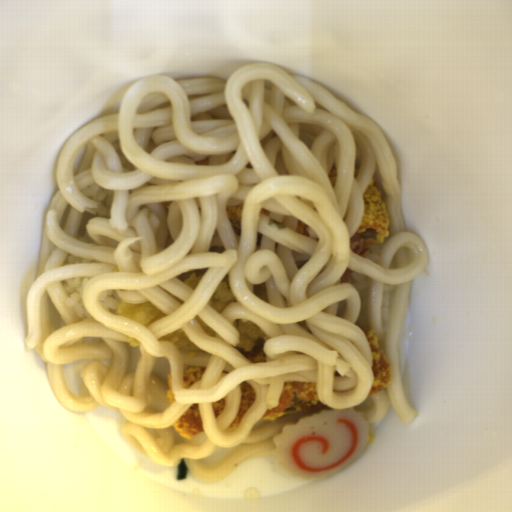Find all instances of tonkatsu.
Segmentation results:
<instances>
[{
	"mask_svg": "<svg viewBox=\"0 0 512 512\" xmlns=\"http://www.w3.org/2000/svg\"><path fill=\"white\" fill-rule=\"evenodd\" d=\"M167 395H168V404H174L175 402V395L172 391V377H171V373H169L168 375V390H167Z\"/></svg>",
	"mask_w": 512,
	"mask_h": 512,
	"instance_id": "obj_10",
	"label": "tonkatsu"
},
{
	"mask_svg": "<svg viewBox=\"0 0 512 512\" xmlns=\"http://www.w3.org/2000/svg\"><path fill=\"white\" fill-rule=\"evenodd\" d=\"M363 202L365 207L362 220L354 236L357 235L362 239L363 246L382 244L389 234L390 217L375 178L364 189Z\"/></svg>",
	"mask_w": 512,
	"mask_h": 512,
	"instance_id": "obj_2",
	"label": "tonkatsu"
},
{
	"mask_svg": "<svg viewBox=\"0 0 512 512\" xmlns=\"http://www.w3.org/2000/svg\"><path fill=\"white\" fill-rule=\"evenodd\" d=\"M224 404H225V398L222 399V400L214 401L213 403H211L212 410H213V412H214L216 417L219 414L222 413L223 408H224Z\"/></svg>",
	"mask_w": 512,
	"mask_h": 512,
	"instance_id": "obj_8",
	"label": "tonkatsu"
},
{
	"mask_svg": "<svg viewBox=\"0 0 512 512\" xmlns=\"http://www.w3.org/2000/svg\"><path fill=\"white\" fill-rule=\"evenodd\" d=\"M259 214H261V215H265V216L270 215L269 210H266V209H264V208H262V207H261V209H260Z\"/></svg>",
	"mask_w": 512,
	"mask_h": 512,
	"instance_id": "obj_12",
	"label": "tonkatsu"
},
{
	"mask_svg": "<svg viewBox=\"0 0 512 512\" xmlns=\"http://www.w3.org/2000/svg\"><path fill=\"white\" fill-rule=\"evenodd\" d=\"M358 174H359L358 170L357 169L354 170L353 176H358Z\"/></svg>",
	"mask_w": 512,
	"mask_h": 512,
	"instance_id": "obj_13",
	"label": "tonkatsu"
},
{
	"mask_svg": "<svg viewBox=\"0 0 512 512\" xmlns=\"http://www.w3.org/2000/svg\"><path fill=\"white\" fill-rule=\"evenodd\" d=\"M172 426L178 435L185 439L205 432L202 427L199 403H193L180 418L174 421Z\"/></svg>",
	"mask_w": 512,
	"mask_h": 512,
	"instance_id": "obj_4",
	"label": "tonkatsu"
},
{
	"mask_svg": "<svg viewBox=\"0 0 512 512\" xmlns=\"http://www.w3.org/2000/svg\"><path fill=\"white\" fill-rule=\"evenodd\" d=\"M204 373V367H188L182 374V386L184 390L190 389L195 383L201 381Z\"/></svg>",
	"mask_w": 512,
	"mask_h": 512,
	"instance_id": "obj_6",
	"label": "tonkatsu"
},
{
	"mask_svg": "<svg viewBox=\"0 0 512 512\" xmlns=\"http://www.w3.org/2000/svg\"><path fill=\"white\" fill-rule=\"evenodd\" d=\"M363 332L370 345L372 362L371 370L373 373V384L367 395L368 397L385 388L389 384L392 371L387 357L380 348L379 340L374 329L370 328L363 330Z\"/></svg>",
	"mask_w": 512,
	"mask_h": 512,
	"instance_id": "obj_3",
	"label": "tonkatsu"
},
{
	"mask_svg": "<svg viewBox=\"0 0 512 512\" xmlns=\"http://www.w3.org/2000/svg\"><path fill=\"white\" fill-rule=\"evenodd\" d=\"M334 411L318 398L317 383L282 381V392L277 406L265 409L260 420L273 421L283 415Z\"/></svg>",
	"mask_w": 512,
	"mask_h": 512,
	"instance_id": "obj_1",
	"label": "tonkatsu"
},
{
	"mask_svg": "<svg viewBox=\"0 0 512 512\" xmlns=\"http://www.w3.org/2000/svg\"><path fill=\"white\" fill-rule=\"evenodd\" d=\"M327 177L329 179V182H330L331 186H335L336 180H337V170H336V168L335 169H331L329 171Z\"/></svg>",
	"mask_w": 512,
	"mask_h": 512,
	"instance_id": "obj_11",
	"label": "tonkatsu"
},
{
	"mask_svg": "<svg viewBox=\"0 0 512 512\" xmlns=\"http://www.w3.org/2000/svg\"><path fill=\"white\" fill-rule=\"evenodd\" d=\"M238 386L241 392L238 412L226 431L235 430L238 427L256 399V390L251 383L244 380L240 381Z\"/></svg>",
	"mask_w": 512,
	"mask_h": 512,
	"instance_id": "obj_5",
	"label": "tonkatsu"
},
{
	"mask_svg": "<svg viewBox=\"0 0 512 512\" xmlns=\"http://www.w3.org/2000/svg\"><path fill=\"white\" fill-rule=\"evenodd\" d=\"M244 204H239L238 206H229L225 208L226 215L230 220L232 226L240 229L242 224V212H243Z\"/></svg>",
	"mask_w": 512,
	"mask_h": 512,
	"instance_id": "obj_7",
	"label": "tonkatsu"
},
{
	"mask_svg": "<svg viewBox=\"0 0 512 512\" xmlns=\"http://www.w3.org/2000/svg\"><path fill=\"white\" fill-rule=\"evenodd\" d=\"M308 226L309 225L306 222L302 220H297L296 232L303 236H310L309 232L306 231V228Z\"/></svg>",
	"mask_w": 512,
	"mask_h": 512,
	"instance_id": "obj_9",
	"label": "tonkatsu"
}]
</instances>
